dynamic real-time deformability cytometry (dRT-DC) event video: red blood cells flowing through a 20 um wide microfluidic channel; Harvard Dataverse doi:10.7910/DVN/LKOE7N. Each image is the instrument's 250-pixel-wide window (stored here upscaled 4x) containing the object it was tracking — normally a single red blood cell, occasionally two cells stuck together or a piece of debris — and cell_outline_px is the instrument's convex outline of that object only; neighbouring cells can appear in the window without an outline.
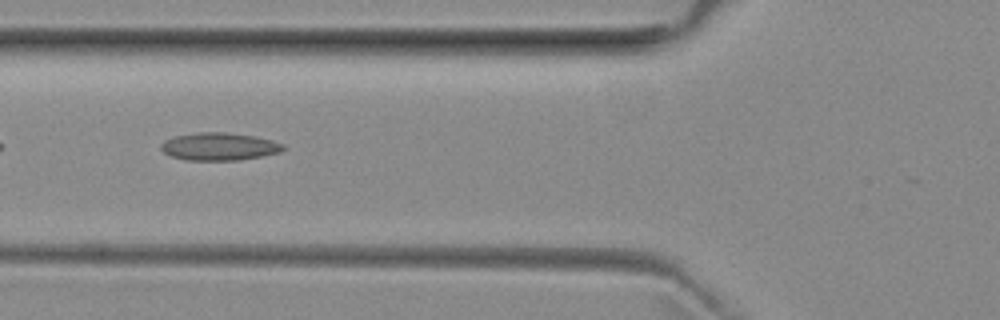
{"species": "common noctule bat (a hibernating species)", "species_latin": "Nyctalus noctula", "temperature_condition": "room temperature", "stored_images_in_passage": 31, "camera_frame_rate_fps": 3000, "um_per_image_px": 0.085, "animal": {"sex": "female", "body_mass_g": 29.2, "forearm_length_mm": 56.3}, "frame": {"image": 1, "passage_image": 5, "time_ms": 1.333, "image_size_px": [1000, 320], "cell_outline_px": [[284, 148], [280, 152], [240, 160], [184, 160], [172, 156], [164, 152], [160, 148], [160, 144], [164, 140], [172, 136], [196, 132], [224, 132], [256, 136], [272, 140], [284, 144]], "centroid_in_image_um": [18.6, 12.44], "position_along_channel_um": 107.2, "area_um2": 19.83}, "authors_computed_cell_mechanics": {"area_um2": 18.2648, "velocity_mm_per_s": 3.9876, "shape_relaxation_time_tau1_ms": null, "shape_relaxation_time_tau2_ms": 2.1568, "deformation_change_tau1": null, "deformation_change_tau2": 0.1113}}